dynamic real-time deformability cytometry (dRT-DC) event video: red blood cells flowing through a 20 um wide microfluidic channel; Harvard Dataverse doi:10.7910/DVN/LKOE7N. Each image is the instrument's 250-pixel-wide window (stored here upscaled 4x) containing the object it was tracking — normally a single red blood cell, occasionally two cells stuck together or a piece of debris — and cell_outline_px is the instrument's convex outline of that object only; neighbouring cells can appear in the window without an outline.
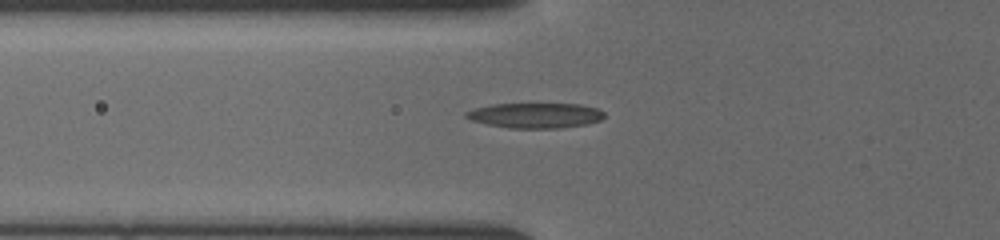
{"species": "common noctule bat (a hibernating species)", "species_latin": "Nyctalus noctula", "temperature_condition": "cold", "stored_images_in_passage": 8, "camera_frame_rate_fps": 3000, "um_per_image_px": 0.085, "animal": {"sex": "female", "body_mass_g": 19.5, "forearm_length_mm": 54.1}, "frame": {"image": 1, "passage_image": 2, "time_ms": 0.333, "image_size_px": [1000, 240], "cell_outline_px": [[604, 116], [600, 120], [588, 124], [560, 128], [508, 128], [488, 124], [472, 120], [464, 116], [464, 112], [476, 108], [496, 104], [580, 104], [596, 108], [604, 112]], "centroid_in_image_um": [45.52, 9.81], "position_along_channel_um": 80.3, "area_um2": 20.11}}